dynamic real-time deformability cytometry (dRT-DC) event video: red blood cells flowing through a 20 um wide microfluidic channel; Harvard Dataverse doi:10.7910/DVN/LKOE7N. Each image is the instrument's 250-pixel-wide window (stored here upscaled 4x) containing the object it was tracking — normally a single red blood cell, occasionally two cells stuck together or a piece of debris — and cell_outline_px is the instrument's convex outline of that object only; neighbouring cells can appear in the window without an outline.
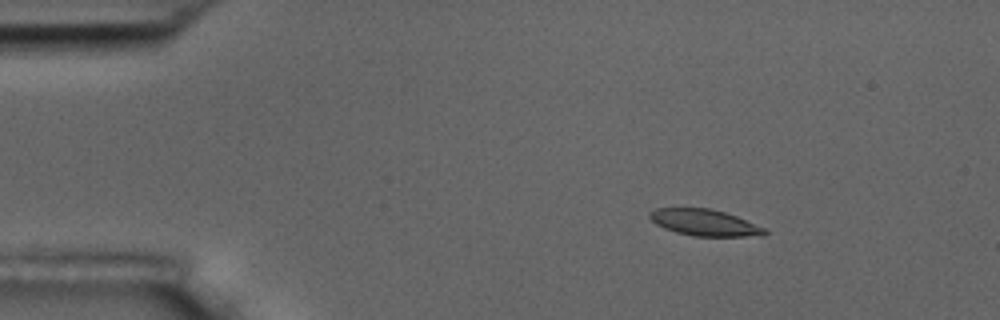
{"species": "common noctule bat (a hibernating species)", "species_latin": "Nyctalus noctula", "temperature_condition": "room temperature", "stored_images_in_passage": 4, "segment_of_instrument_passage": [1, 2], "camera_frame_rate_fps": 3000, "um_per_image_px": 0.085, "animal": {"sex": "male", "body_mass_g": 17.5, "forearm_length_mm": 52.3}, "frame": {"image": 1, "passage_image": 1, "time_ms": 0.0, "image_size_px": [1000, 320], "cell_outline_px": [[768, 232], [764, 236], [692, 236], [676, 232], [664, 228], [656, 224], [648, 216], [648, 212], [656, 208], [708, 208], [724, 212], [736, 216], [764, 228]], "centroid_in_image_um": [59.86, 18.92], "position_along_channel_um": 25.1, "area_um2": 17.63}}